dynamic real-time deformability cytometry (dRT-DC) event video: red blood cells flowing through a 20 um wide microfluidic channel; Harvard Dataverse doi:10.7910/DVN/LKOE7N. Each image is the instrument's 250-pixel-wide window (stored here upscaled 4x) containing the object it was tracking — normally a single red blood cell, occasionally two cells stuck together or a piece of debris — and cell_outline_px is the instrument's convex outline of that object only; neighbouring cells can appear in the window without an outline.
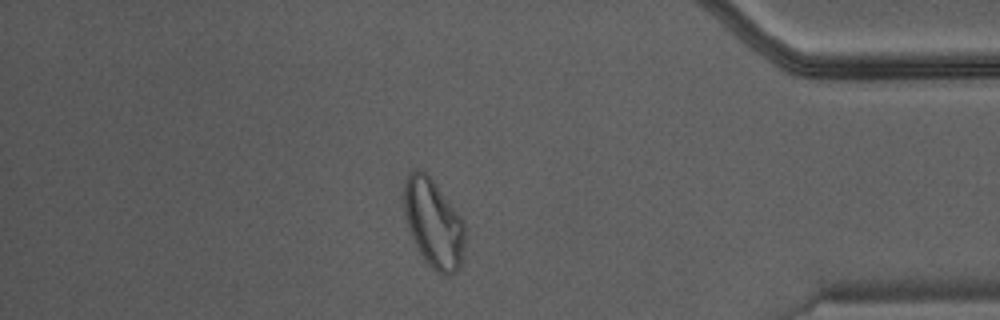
{"species": "Egyptian fruit bat (a non-hibernating species)", "species_latin": "Rousettus aegyptiacus", "temperature_condition": "warm", "stored_images_in_passage": 46, "camera_frame_rate_fps": 3000, "um_per_image_px": 0.085, "animal": {"sex": "male"}, "frame": {"image": 1, "passage_image": 40, "time_ms": 13.0, "image_size_px": [1000, 320], "cell_outline_px": [[464, 256], [460, 268], [456, 272], [448, 276], [440, 276], [428, 264], [416, 248], [408, 228], [404, 212], [404, 180], [412, 172], [424, 172], [436, 184], [456, 212], [464, 224]], "centroid_in_image_um": [36.85, 19.08], "position_along_channel_um": 398.3, "area_um2": 31.15}}
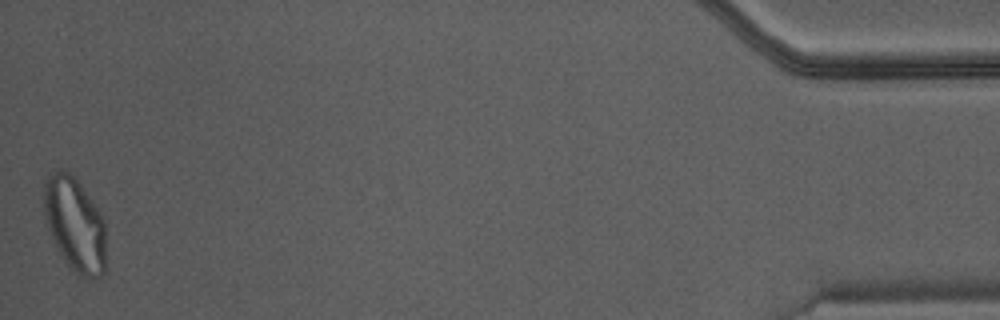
{"frame": {"image": 2, "passage_image": 46, "time_ms": 15.0, "image_size_px": [1000, 320], "cell_outline_px": [[104, 272], [100, 276], [88, 280], [80, 276], [64, 260], [56, 248], [48, 228], [44, 216], [44, 184], [48, 176], [64, 168], [76, 176], [104, 220]], "centroid_in_image_um": [6.34, 19.06], "position_along_channel_um": 428.9, "area_um2": 33.87}}